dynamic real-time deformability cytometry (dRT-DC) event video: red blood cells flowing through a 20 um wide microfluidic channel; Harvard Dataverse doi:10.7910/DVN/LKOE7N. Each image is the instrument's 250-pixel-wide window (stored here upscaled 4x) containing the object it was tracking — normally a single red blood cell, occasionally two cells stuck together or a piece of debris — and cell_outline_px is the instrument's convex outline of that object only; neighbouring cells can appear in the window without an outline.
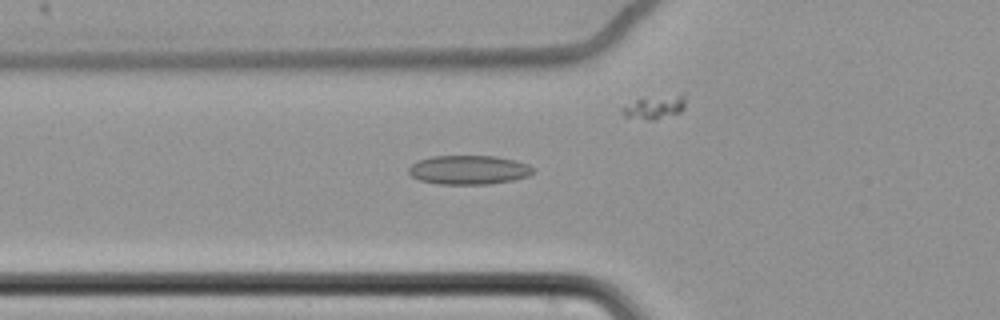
{"species": "common noctule bat (a hibernating species)", "species_latin": "Nyctalus noctula", "temperature_condition": "cold", "stored_images_in_passage": 63, "camera_frame_rate_fps": 3000, "um_per_image_px": 0.085, "animal": {"sex": "female", "body_mass_g": 22.7, "forearm_length_mm": 54.2}, "frame": {"image": 1, "passage_image": 25, "time_ms": 8.0, "image_size_px": [1000, 320], "cell_outline_px": [[536, 172], [528, 176], [512, 180], [488, 184], [436, 184], [420, 180], [412, 176], [408, 172], [408, 168], [416, 160], [432, 156], [496, 156], [528, 164], [536, 168]], "centroid_in_image_um": [39.85, 14.44], "position_along_channel_um": 86.0, "area_um2": 21.21}}
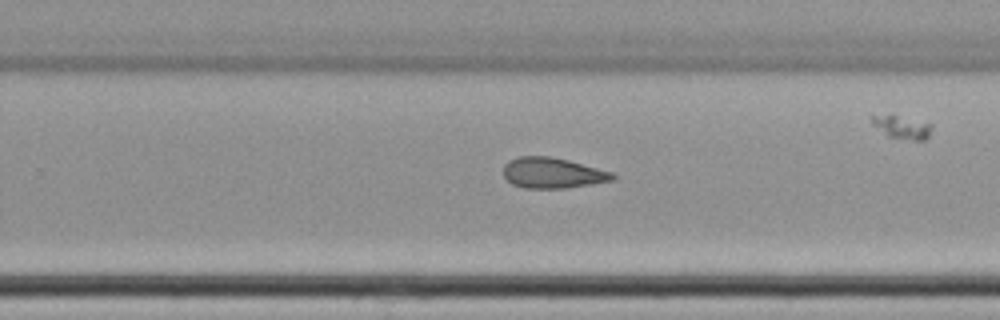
{"frame": {"image": 2, "passage_image": 42, "time_ms": 13.667, "image_size_px": [1000, 320], "cell_outline_px": [[616, 180], [568, 188], [524, 188], [512, 184], [504, 176], [504, 164], [508, 160], [516, 156], [552, 156], [568, 160], [612, 172], [616, 176]], "centroid_in_image_um": [46.97, 14.7], "position_along_channel_um": 282.8, "area_um2": 19.65}}
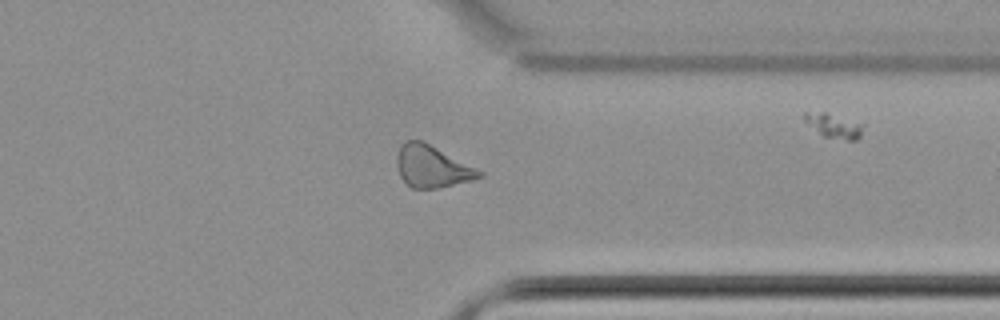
{"frame": {"image": 3, "passage_image": 50, "time_ms": 16.333, "image_size_px": [1000, 320], "cell_outline_px": [[484, 176], [472, 180], [436, 188], [412, 188], [400, 176], [396, 164], [396, 156], [400, 144], [404, 140], [424, 140], [484, 172]], "centroid_in_image_um": [36.71, 14.12], "position_along_channel_um": 374.7, "area_um2": 20.29}}